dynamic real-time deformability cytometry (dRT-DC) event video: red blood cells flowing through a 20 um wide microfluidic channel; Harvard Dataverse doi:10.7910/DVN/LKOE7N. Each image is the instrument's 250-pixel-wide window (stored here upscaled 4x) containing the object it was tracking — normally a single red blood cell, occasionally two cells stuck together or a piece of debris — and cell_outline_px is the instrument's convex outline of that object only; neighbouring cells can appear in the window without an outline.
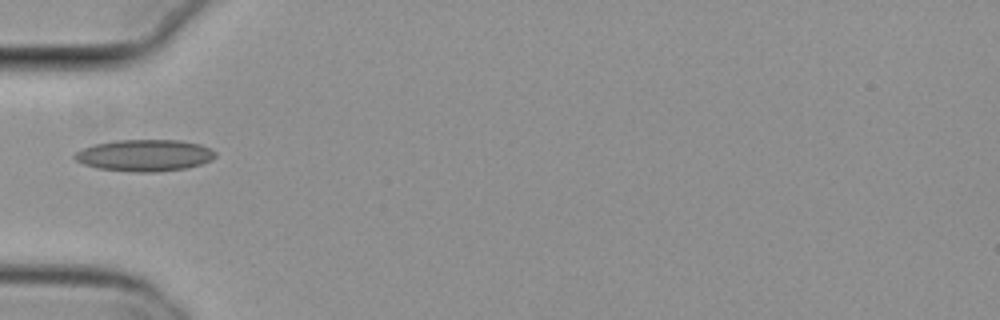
{"species": "common noctule bat (a hibernating species)", "species_latin": "Nyctalus noctula", "temperature_condition": "cold", "stored_images_in_passage": 6, "camera_frame_rate_fps": 3000, "um_per_image_px": 0.085, "animal": {"sex": "female", "body_mass_g": 29.2, "forearm_length_mm": 56.3}, "frame": {"image": 1, "passage_image": 5, "time_ms": 1.333, "image_size_px": [1000, 320], "cell_outline_px": [[216, 156], [212, 160], [200, 164], [184, 168], [156, 172], [136, 172], [96, 168], [84, 164], [76, 160], [72, 156], [76, 152], [84, 148], [96, 144], [116, 140], [180, 140], [200, 144], [216, 152]], "centroid_in_image_um": [12.29, 13.2], "position_along_channel_um": 72.7, "area_um2": 25.84}}
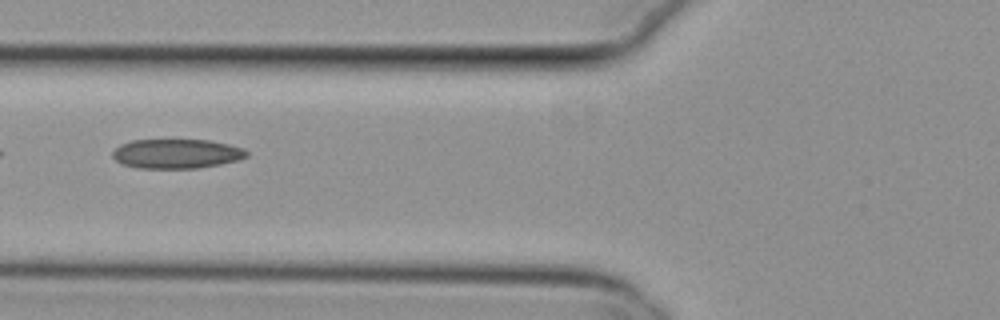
{"frame": {"image": 2, "passage_image": 6, "time_ms": 1.667, "image_size_px": [1000, 320], "cell_outline_px": [[248, 156], [240, 160], [220, 164], [196, 168], [136, 168], [120, 164], [112, 156], [112, 152], [120, 144], [132, 140], [208, 140], [228, 144], [244, 148], [248, 152]], "centroid_in_image_um": [15.0, 13.07], "position_along_channel_um": 110.8, "area_um2": 23.12}}